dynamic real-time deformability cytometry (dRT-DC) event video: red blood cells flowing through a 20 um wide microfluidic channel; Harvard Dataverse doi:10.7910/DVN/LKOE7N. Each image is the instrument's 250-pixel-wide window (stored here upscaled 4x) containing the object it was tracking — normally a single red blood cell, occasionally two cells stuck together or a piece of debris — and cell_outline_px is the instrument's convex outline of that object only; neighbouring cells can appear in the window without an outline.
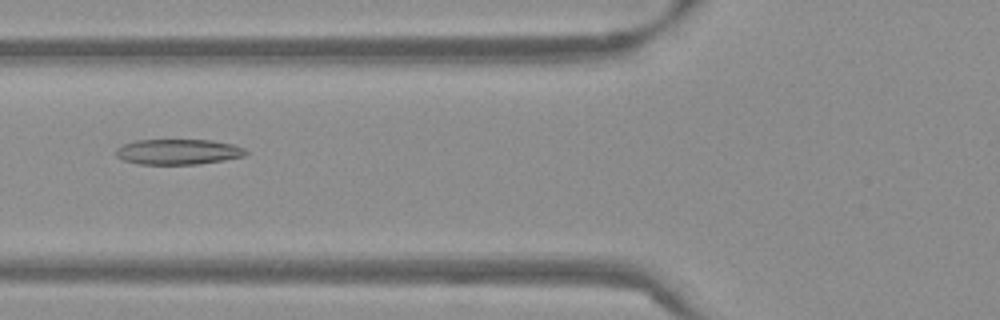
{"species": "Egyptian fruit bat (a non-hibernating species)", "species_latin": "Rousettus aegyptiacus", "temperature_condition": "warm", "stored_images_in_passage": 53, "camera_frame_rate_fps": 3000, "um_per_image_px": 0.085, "frame": {"image": 1, "passage_image": 21, "time_ms": 6.667, "image_size_px": [1000, 320], "cell_outline_px": [[248, 152], [244, 156], [224, 160], [200, 164], [140, 164], [124, 160], [116, 156], [116, 148], [124, 144], [136, 140], [212, 140], [232, 144], [244, 148]], "centroid_in_image_um": [15.15, 12.9], "position_along_channel_um": 110.6, "area_um2": 19.19}}
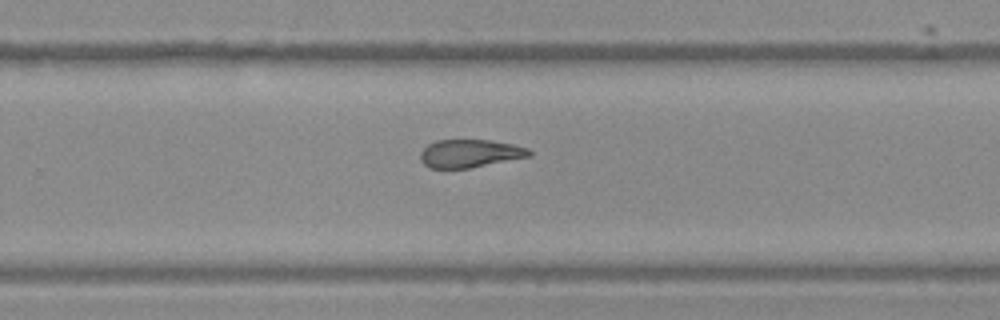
{"frame": {"image": 2, "passage_image": 35, "time_ms": 11.333, "image_size_px": [1000, 320], "cell_outline_px": [[532, 156], [468, 168], [428, 168], [420, 160], [420, 152], [428, 144], [436, 140], [492, 140], [512, 144], [528, 148], [532, 152]], "centroid_in_image_um": [39.94, 13.04], "position_along_channel_um": 289.9, "area_um2": 17.8}}
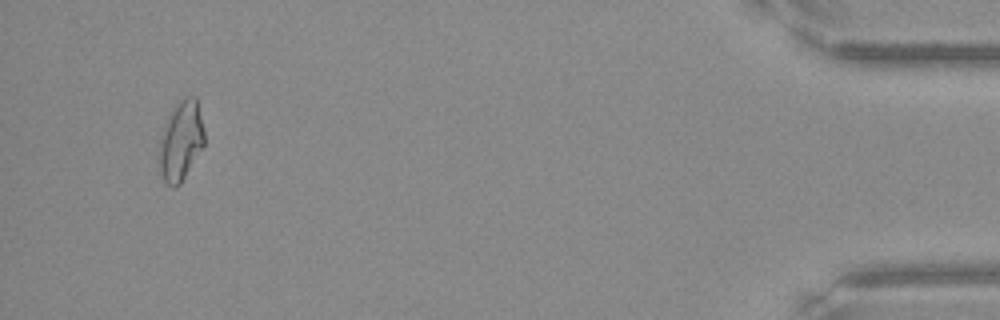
{"frame": {"image": 3, "passage_image": 51, "time_ms": 16.667, "image_size_px": [1000, 320], "cell_outline_px": [[204, 144], [180, 184], [176, 188], [172, 188], [164, 180], [160, 172], [156, 156], [156, 144], [164, 124], [172, 108], [184, 96], [196, 96], [204, 128]], "centroid_in_image_um": [15.31, 11.97], "position_along_channel_um": 419.9, "area_um2": 21.62}, "authors_computed_cell_mechanics": {"area_um2": 19.8254, "velocity_mm_per_s": 3.8325, "shape_relaxation_time_tau1_ms": null, "shape_relaxation_time_tau2_ms": 3.6941, "deformation_change_tau1": null, "deformation_change_tau2": 0.1216}}